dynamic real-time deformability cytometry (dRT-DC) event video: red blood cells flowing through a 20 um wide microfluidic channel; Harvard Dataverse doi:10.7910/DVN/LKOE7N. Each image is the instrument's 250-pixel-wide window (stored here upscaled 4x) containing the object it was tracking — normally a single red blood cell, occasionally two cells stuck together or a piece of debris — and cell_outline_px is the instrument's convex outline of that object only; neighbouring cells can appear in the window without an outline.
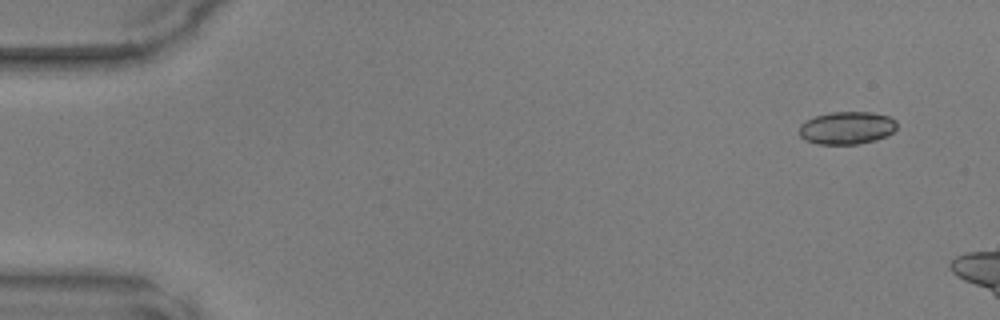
{"species": "common noctule bat (a hibernating species)", "species_latin": "Nyctalus noctula", "temperature_condition": "warm", "stored_images_in_passage": 8, "camera_frame_rate_fps": 3000, "um_per_image_px": 0.085, "animal": {"sex": "male", "body_mass_g": 17.9, "forearm_length_mm": 54.2}, "frame": {"image": 1, "passage_image": 1, "time_ms": 0.0, "image_size_px": [1000, 320], "cell_outline_px": [[896, 128], [888, 136], [876, 140], [856, 144], [816, 144], [804, 140], [800, 136], [800, 124], [816, 116], [832, 112], [872, 112], [888, 116], [896, 120]], "centroid_in_image_um": [71.99, 10.88], "position_along_channel_um": 13.0, "area_um2": 18.61}}